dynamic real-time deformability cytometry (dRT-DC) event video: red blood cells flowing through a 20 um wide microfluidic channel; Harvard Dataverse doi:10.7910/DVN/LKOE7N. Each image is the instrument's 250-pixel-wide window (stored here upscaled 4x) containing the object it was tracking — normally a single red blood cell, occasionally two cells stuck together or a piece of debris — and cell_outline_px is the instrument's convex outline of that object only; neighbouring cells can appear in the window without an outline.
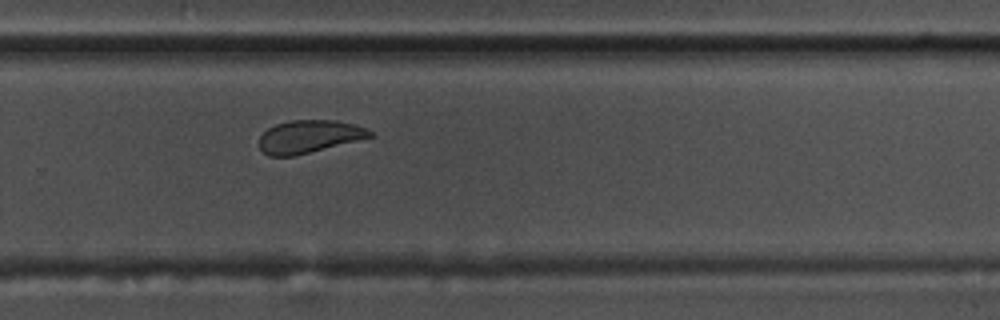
{"species": "common noctule bat (a hibernating species)", "species_latin": "Nyctalus noctula", "temperature_condition": "warm", "stored_images_in_passage": 40, "camera_frame_rate_fps": 3000, "um_per_image_px": 0.085, "animal": {"sex": "male", "body_mass_g": 17.5, "forearm_length_mm": 52.3}, "frame": {"image": 1, "passage_image": 21, "time_ms": 6.667, "image_size_px": [1000, 320], "cell_outline_px": [[372, 136], [292, 156], [268, 156], [260, 148], [260, 136], [268, 128], [276, 124], [292, 120], [336, 120], [352, 124], [364, 128], [372, 132]], "centroid_in_image_um": [26.21, 11.59], "position_along_channel_um": 303.6, "area_um2": 20.52}}
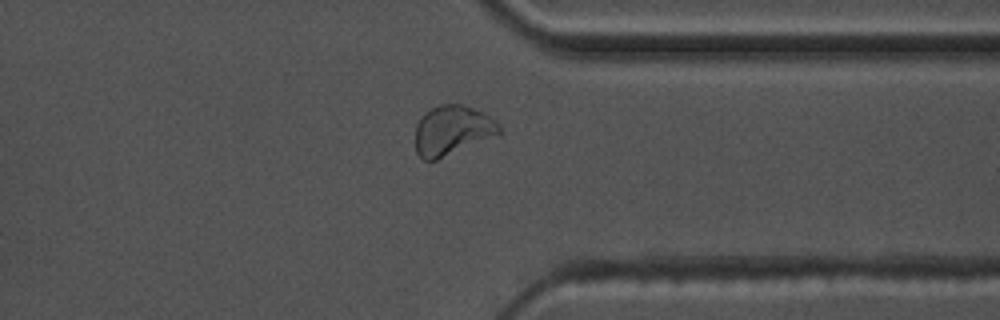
{"frame": {"image": 2, "passage_image": 27, "time_ms": 8.667, "image_size_px": [1000, 320], "cell_outline_px": [[500, 132], [436, 160], [424, 160], [416, 152], [416, 124], [424, 112], [428, 108], [440, 104], [460, 104], [472, 108], [488, 116], [500, 124]], "centroid_in_image_um": [38.36, 11.05], "position_along_channel_um": 373.0, "area_um2": 23.64}}
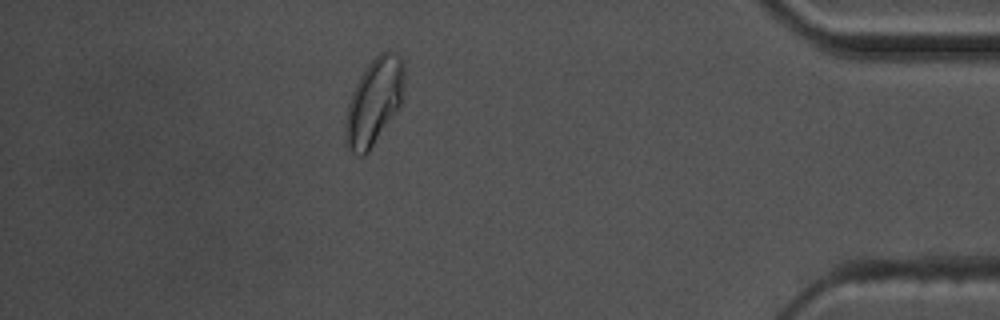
{"frame": {"image": 3, "passage_image": 33, "time_ms": 10.667, "image_size_px": [1000, 320], "cell_outline_px": [[404, 76], [400, 108], [368, 152], [364, 156], [356, 156], [348, 148], [344, 140], [344, 120], [348, 104], [352, 92], [360, 76], [368, 64], [380, 52], [388, 52], [400, 56], [404, 60]], "centroid_in_image_um": [31.77, 8.69], "position_along_channel_um": 403.4, "area_um2": 29.77}, "authors_computed_cell_mechanics": {"area_um2": 22.4553, "velocity_mm_per_s": 3.5896, "shape_relaxation_time_tau1_ms": null, "shape_relaxation_time_tau2_ms": 2.618, "deformation_change_tau1": null, "deformation_change_tau2": 0.0849}}